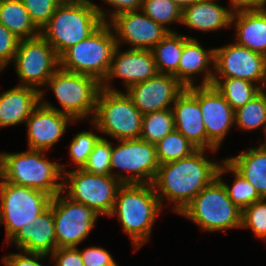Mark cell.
Segmentation results:
<instances>
[{"mask_svg":"<svg viewBox=\"0 0 266 266\" xmlns=\"http://www.w3.org/2000/svg\"><path fill=\"white\" fill-rule=\"evenodd\" d=\"M161 210L162 205L152 184L123 183L117 190L109 217L117 215L136 251L150 240L152 226Z\"/></svg>","mask_w":266,"mask_h":266,"instance_id":"7a4b0ae2","label":"cell"},{"mask_svg":"<svg viewBox=\"0 0 266 266\" xmlns=\"http://www.w3.org/2000/svg\"><path fill=\"white\" fill-rule=\"evenodd\" d=\"M185 86L171 74L157 73L150 79L131 85L126 93L144 115L172 108Z\"/></svg>","mask_w":266,"mask_h":266,"instance_id":"e0dca14e","label":"cell"},{"mask_svg":"<svg viewBox=\"0 0 266 266\" xmlns=\"http://www.w3.org/2000/svg\"><path fill=\"white\" fill-rule=\"evenodd\" d=\"M198 103L207 132V149L213 153L235 124V111L213 85H198Z\"/></svg>","mask_w":266,"mask_h":266,"instance_id":"2e32d148","label":"cell"},{"mask_svg":"<svg viewBox=\"0 0 266 266\" xmlns=\"http://www.w3.org/2000/svg\"><path fill=\"white\" fill-rule=\"evenodd\" d=\"M111 142L101 137L95 144L83 170L97 175H111Z\"/></svg>","mask_w":266,"mask_h":266,"instance_id":"d590c367","label":"cell"},{"mask_svg":"<svg viewBox=\"0 0 266 266\" xmlns=\"http://www.w3.org/2000/svg\"><path fill=\"white\" fill-rule=\"evenodd\" d=\"M206 149L177 161L160 164L152 182L161 205L175 203L173 211L180 214L192 199L217 178L219 162L208 160Z\"/></svg>","mask_w":266,"mask_h":266,"instance_id":"6da1fadb","label":"cell"},{"mask_svg":"<svg viewBox=\"0 0 266 266\" xmlns=\"http://www.w3.org/2000/svg\"><path fill=\"white\" fill-rule=\"evenodd\" d=\"M20 86L32 87L46 96L47 81L59 68V56L50 43L39 34L36 37L20 40L13 59ZM39 87V88H38Z\"/></svg>","mask_w":266,"mask_h":266,"instance_id":"8fae6325","label":"cell"},{"mask_svg":"<svg viewBox=\"0 0 266 266\" xmlns=\"http://www.w3.org/2000/svg\"><path fill=\"white\" fill-rule=\"evenodd\" d=\"M34 25L41 30L59 5L56 0H21Z\"/></svg>","mask_w":266,"mask_h":266,"instance_id":"74e56055","label":"cell"},{"mask_svg":"<svg viewBox=\"0 0 266 266\" xmlns=\"http://www.w3.org/2000/svg\"><path fill=\"white\" fill-rule=\"evenodd\" d=\"M140 10L169 32L177 31L169 29L166 25L174 22L181 24L182 9L171 0H143Z\"/></svg>","mask_w":266,"mask_h":266,"instance_id":"836d02e7","label":"cell"},{"mask_svg":"<svg viewBox=\"0 0 266 266\" xmlns=\"http://www.w3.org/2000/svg\"><path fill=\"white\" fill-rule=\"evenodd\" d=\"M91 0L58 5L40 34L60 56L69 47L88 38L104 22Z\"/></svg>","mask_w":266,"mask_h":266,"instance_id":"277c9868","label":"cell"},{"mask_svg":"<svg viewBox=\"0 0 266 266\" xmlns=\"http://www.w3.org/2000/svg\"><path fill=\"white\" fill-rule=\"evenodd\" d=\"M234 120L237 128L245 131L260 129L264 126L266 140V89H263L243 107L235 110Z\"/></svg>","mask_w":266,"mask_h":266,"instance_id":"4dcf8cb0","label":"cell"},{"mask_svg":"<svg viewBox=\"0 0 266 266\" xmlns=\"http://www.w3.org/2000/svg\"><path fill=\"white\" fill-rule=\"evenodd\" d=\"M75 121L68 115L44 106L41 102L33 109L25 122L27 126L28 149L48 151L52 149L68 124Z\"/></svg>","mask_w":266,"mask_h":266,"instance_id":"d6986e66","label":"cell"},{"mask_svg":"<svg viewBox=\"0 0 266 266\" xmlns=\"http://www.w3.org/2000/svg\"><path fill=\"white\" fill-rule=\"evenodd\" d=\"M58 193L53 197V218L57 248L77 247L90 234L98 220L93 209Z\"/></svg>","mask_w":266,"mask_h":266,"instance_id":"4fadbf2b","label":"cell"},{"mask_svg":"<svg viewBox=\"0 0 266 266\" xmlns=\"http://www.w3.org/2000/svg\"><path fill=\"white\" fill-rule=\"evenodd\" d=\"M22 251L51 255L57 248L53 218V197L49 207L27 227L19 230L9 241Z\"/></svg>","mask_w":266,"mask_h":266,"instance_id":"44dd1931","label":"cell"},{"mask_svg":"<svg viewBox=\"0 0 266 266\" xmlns=\"http://www.w3.org/2000/svg\"><path fill=\"white\" fill-rule=\"evenodd\" d=\"M179 215L209 232L238 229L242 225V211L231 201L218 178L202 189Z\"/></svg>","mask_w":266,"mask_h":266,"instance_id":"8992f818","label":"cell"},{"mask_svg":"<svg viewBox=\"0 0 266 266\" xmlns=\"http://www.w3.org/2000/svg\"><path fill=\"white\" fill-rule=\"evenodd\" d=\"M47 87L51 88L62 109L54 107L40 96L44 106L70 116L75 122L93 118L101 89V83L96 78L68 72L59 67L47 81L45 88Z\"/></svg>","mask_w":266,"mask_h":266,"instance_id":"5b68a950","label":"cell"},{"mask_svg":"<svg viewBox=\"0 0 266 266\" xmlns=\"http://www.w3.org/2000/svg\"><path fill=\"white\" fill-rule=\"evenodd\" d=\"M41 102L39 90L17 85L0 94V128L27 121Z\"/></svg>","mask_w":266,"mask_h":266,"instance_id":"cb8c5ba5","label":"cell"},{"mask_svg":"<svg viewBox=\"0 0 266 266\" xmlns=\"http://www.w3.org/2000/svg\"><path fill=\"white\" fill-rule=\"evenodd\" d=\"M60 168L64 174L63 194L93 209L98 215L109 217L114 207L117 190L122 183L111 175L91 174L83 169L67 171L64 164H60Z\"/></svg>","mask_w":266,"mask_h":266,"instance_id":"30bf717a","label":"cell"},{"mask_svg":"<svg viewBox=\"0 0 266 266\" xmlns=\"http://www.w3.org/2000/svg\"><path fill=\"white\" fill-rule=\"evenodd\" d=\"M175 129L171 108L143 115L140 139L156 144Z\"/></svg>","mask_w":266,"mask_h":266,"instance_id":"d6a6232c","label":"cell"},{"mask_svg":"<svg viewBox=\"0 0 266 266\" xmlns=\"http://www.w3.org/2000/svg\"><path fill=\"white\" fill-rule=\"evenodd\" d=\"M235 110L251 101L263 89L250 81L239 78H213L212 84Z\"/></svg>","mask_w":266,"mask_h":266,"instance_id":"f1b7e54d","label":"cell"},{"mask_svg":"<svg viewBox=\"0 0 266 266\" xmlns=\"http://www.w3.org/2000/svg\"><path fill=\"white\" fill-rule=\"evenodd\" d=\"M119 146L111 143V176L119 182L133 184H152L160 166L156 146L141 139L117 140ZM115 169L127 171L123 174Z\"/></svg>","mask_w":266,"mask_h":266,"instance_id":"7c38bea8","label":"cell"},{"mask_svg":"<svg viewBox=\"0 0 266 266\" xmlns=\"http://www.w3.org/2000/svg\"><path fill=\"white\" fill-rule=\"evenodd\" d=\"M171 1L175 2L183 10L199 0H171Z\"/></svg>","mask_w":266,"mask_h":266,"instance_id":"f6af8a7d","label":"cell"},{"mask_svg":"<svg viewBox=\"0 0 266 266\" xmlns=\"http://www.w3.org/2000/svg\"><path fill=\"white\" fill-rule=\"evenodd\" d=\"M231 9H259L266 7V0H230Z\"/></svg>","mask_w":266,"mask_h":266,"instance_id":"ee69618b","label":"cell"},{"mask_svg":"<svg viewBox=\"0 0 266 266\" xmlns=\"http://www.w3.org/2000/svg\"><path fill=\"white\" fill-rule=\"evenodd\" d=\"M54 266H85L77 247L56 248L50 256Z\"/></svg>","mask_w":266,"mask_h":266,"instance_id":"7bdbcfd3","label":"cell"},{"mask_svg":"<svg viewBox=\"0 0 266 266\" xmlns=\"http://www.w3.org/2000/svg\"><path fill=\"white\" fill-rule=\"evenodd\" d=\"M22 253H10L9 255L3 256L2 262L5 266H44L40 259L45 260L49 255L41 253H33L23 251Z\"/></svg>","mask_w":266,"mask_h":266,"instance_id":"b9f144b4","label":"cell"},{"mask_svg":"<svg viewBox=\"0 0 266 266\" xmlns=\"http://www.w3.org/2000/svg\"><path fill=\"white\" fill-rule=\"evenodd\" d=\"M84 0H56V2L59 5H64V4H77L80 2H83Z\"/></svg>","mask_w":266,"mask_h":266,"instance_id":"bcb514c9","label":"cell"},{"mask_svg":"<svg viewBox=\"0 0 266 266\" xmlns=\"http://www.w3.org/2000/svg\"><path fill=\"white\" fill-rule=\"evenodd\" d=\"M241 228H251L256 238L266 240V198L254 202L242 211Z\"/></svg>","mask_w":266,"mask_h":266,"instance_id":"8d00e7d4","label":"cell"},{"mask_svg":"<svg viewBox=\"0 0 266 266\" xmlns=\"http://www.w3.org/2000/svg\"><path fill=\"white\" fill-rule=\"evenodd\" d=\"M51 196L44 191L8 183L0 178V224L8 242L23 227L49 207Z\"/></svg>","mask_w":266,"mask_h":266,"instance_id":"9c48e42d","label":"cell"},{"mask_svg":"<svg viewBox=\"0 0 266 266\" xmlns=\"http://www.w3.org/2000/svg\"><path fill=\"white\" fill-rule=\"evenodd\" d=\"M155 146L159 164L189 157L198 150L196 146L176 129L158 141Z\"/></svg>","mask_w":266,"mask_h":266,"instance_id":"1f68e13d","label":"cell"},{"mask_svg":"<svg viewBox=\"0 0 266 266\" xmlns=\"http://www.w3.org/2000/svg\"><path fill=\"white\" fill-rule=\"evenodd\" d=\"M78 250L85 266H118L112 255L103 247L92 246Z\"/></svg>","mask_w":266,"mask_h":266,"instance_id":"ab89813d","label":"cell"},{"mask_svg":"<svg viewBox=\"0 0 266 266\" xmlns=\"http://www.w3.org/2000/svg\"><path fill=\"white\" fill-rule=\"evenodd\" d=\"M171 109L175 129L198 149H207V132L198 103V85L185 88Z\"/></svg>","mask_w":266,"mask_h":266,"instance_id":"ffe728a7","label":"cell"},{"mask_svg":"<svg viewBox=\"0 0 266 266\" xmlns=\"http://www.w3.org/2000/svg\"><path fill=\"white\" fill-rule=\"evenodd\" d=\"M45 152L28 149L0 153V178L8 183L44 191L54 197L62 192L63 174L60 163L48 160Z\"/></svg>","mask_w":266,"mask_h":266,"instance_id":"3957f363","label":"cell"},{"mask_svg":"<svg viewBox=\"0 0 266 266\" xmlns=\"http://www.w3.org/2000/svg\"><path fill=\"white\" fill-rule=\"evenodd\" d=\"M222 164V165H221ZM231 172L234 182L231 185L225 183L222 175ZM217 178L226 187L227 193L231 201L243 211L246 207L254 202L262 199L257 190L242 175H240L224 158L217 171Z\"/></svg>","mask_w":266,"mask_h":266,"instance_id":"f546056e","label":"cell"},{"mask_svg":"<svg viewBox=\"0 0 266 266\" xmlns=\"http://www.w3.org/2000/svg\"><path fill=\"white\" fill-rule=\"evenodd\" d=\"M225 160L242 175L262 198H266V145L249 148Z\"/></svg>","mask_w":266,"mask_h":266,"instance_id":"484cf974","label":"cell"},{"mask_svg":"<svg viewBox=\"0 0 266 266\" xmlns=\"http://www.w3.org/2000/svg\"><path fill=\"white\" fill-rule=\"evenodd\" d=\"M232 25L235 43L266 56V8L234 10Z\"/></svg>","mask_w":266,"mask_h":266,"instance_id":"603a6c76","label":"cell"},{"mask_svg":"<svg viewBox=\"0 0 266 266\" xmlns=\"http://www.w3.org/2000/svg\"><path fill=\"white\" fill-rule=\"evenodd\" d=\"M117 46L111 26L104 22L88 38L69 47L59 56L62 70L92 76L100 83L106 77Z\"/></svg>","mask_w":266,"mask_h":266,"instance_id":"52a82bcc","label":"cell"},{"mask_svg":"<svg viewBox=\"0 0 266 266\" xmlns=\"http://www.w3.org/2000/svg\"><path fill=\"white\" fill-rule=\"evenodd\" d=\"M103 2L110 5V7L115 8L114 10H109L106 13V10H103L102 8H100V6L96 5L98 14L102 18L103 22H108V20H110L119 13L125 11L140 10L143 0H103Z\"/></svg>","mask_w":266,"mask_h":266,"instance_id":"60d3db41","label":"cell"},{"mask_svg":"<svg viewBox=\"0 0 266 266\" xmlns=\"http://www.w3.org/2000/svg\"><path fill=\"white\" fill-rule=\"evenodd\" d=\"M0 24L20 40L40 34L21 0H0Z\"/></svg>","mask_w":266,"mask_h":266,"instance_id":"4316f807","label":"cell"},{"mask_svg":"<svg viewBox=\"0 0 266 266\" xmlns=\"http://www.w3.org/2000/svg\"><path fill=\"white\" fill-rule=\"evenodd\" d=\"M233 9L215 0H199L182 10L181 24L199 31H218L231 26Z\"/></svg>","mask_w":266,"mask_h":266,"instance_id":"d4e9b609","label":"cell"},{"mask_svg":"<svg viewBox=\"0 0 266 266\" xmlns=\"http://www.w3.org/2000/svg\"><path fill=\"white\" fill-rule=\"evenodd\" d=\"M143 114L131 97L120 90L100 89L96 110L91 119L98 132L115 140L140 139Z\"/></svg>","mask_w":266,"mask_h":266,"instance_id":"ba28073f","label":"cell"},{"mask_svg":"<svg viewBox=\"0 0 266 266\" xmlns=\"http://www.w3.org/2000/svg\"><path fill=\"white\" fill-rule=\"evenodd\" d=\"M20 39L0 24V67L4 70L12 63Z\"/></svg>","mask_w":266,"mask_h":266,"instance_id":"f35d334b","label":"cell"},{"mask_svg":"<svg viewBox=\"0 0 266 266\" xmlns=\"http://www.w3.org/2000/svg\"><path fill=\"white\" fill-rule=\"evenodd\" d=\"M191 38L169 32L151 50L154 55L156 69L158 73L171 74L178 80V64L183 52L184 43Z\"/></svg>","mask_w":266,"mask_h":266,"instance_id":"83f0119b","label":"cell"},{"mask_svg":"<svg viewBox=\"0 0 266 266\" xmlns=\"http://www.w3.org/2000/svg\"><path fill=\"white\" fill-rule=\"evenodd\" d=\"M119 48L118 45L115 47L108 73L101 82L102 89L117 90L111 81L118 77L123 80V87L127 90L131 85L146 81L158 73L152 50L128 49L123 52Z\"/></svg>","mask_w":266,"mask_h":266,"instance_id":"ac0fdd59","label":"cell"},{"mask_svg":"<svg viewBox=\"0 0 266 266\" xmlns=\"http://www.w3.org/2000/svg\"><path fill=\"white\" fill-rule=\"evenodd\" d=\"M211 64L214 66V48L206 50L196 38L191 37L183 46L178 64V80L187 88L195 85V75L203 73L201 84L198 85H211L214 76V70L209 67Z\"/></svg>","mask_w":266,"mask_h":266,"instance_id":"7402d4cb","label":"cell"},{"mask_svg":"<svg viewBox=\"0 0 266 266\" xmlns=\"http://www.w3.org/2000/svg\"><path fill=\"white\" fill-rule=\"evenodd\" d=\"M101 135H97L92 131H81L71 140L69 145V155L77 169H82L86 164L88 157L95 144L101 138Z\"/></svg>","mask_w":266,"mask_h":266,"instance_id":"e575fe53","label":"cell"},{"mask_svg":"<svg viewBox=\"0 0 266 266\" xmlns=\"http://www.w3.org/2000/svg\"><path fill=\"white\" fill-rule=\"evenodd\" d=\"M107 23L114 32L117 45L130 44V50H151L169 33L141 10L119 13Z\"/></svg>","mask_w":266,"mask_h":266,"instance_id":"9a60e30c","label":"cell"},{"mask_svg":"<svg viewBox=\"0 0 266 266\" xmlns=\"http://www.w3.org/2000/svg\"><path fill=\"white\" fill-rule=\"evenodd\" d=\"M213 78H239L266 89V56L237 43L214 48Z\"/></svg>","mask_w":266,"mask_h":266,"instance_id":"5bb4252c","label":"cell"}]
</instances>
